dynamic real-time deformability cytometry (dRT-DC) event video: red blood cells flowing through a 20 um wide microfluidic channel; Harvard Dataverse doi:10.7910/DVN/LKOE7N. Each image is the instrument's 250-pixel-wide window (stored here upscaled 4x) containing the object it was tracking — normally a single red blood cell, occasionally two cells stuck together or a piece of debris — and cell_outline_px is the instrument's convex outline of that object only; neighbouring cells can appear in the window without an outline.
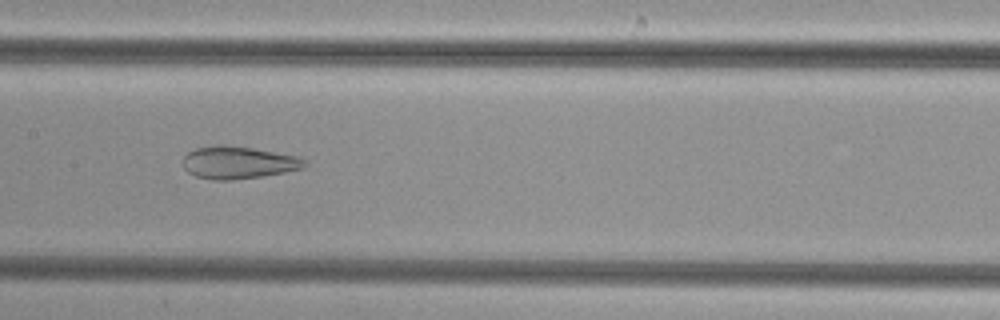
{"species": "common noctule bat (a hibernating species)", "species_latin": "Nyctalus noctula", "temperature_condition": "cold", "stored_images_in_passage": 37, "camera_frame_rate_fps": 3000, "um_per_image_px": 0.085, "animal": {"sex": "female", "body_mass_g": 29.2, "forearm_length_mm": 56.3}, "frame": {"image": 1, "passage_image": 19, "time_ms": 6.0, "image_size_px": [1000, 320], "cell_outline_px": [[308, 164], [304, 168], [284, 172], [260, 176], [232, 180], [212, 180], [196, 176], [188, 172], [184, 168], [184, 156], [188, 152], [196, 148], [216, 144], [224, 144], [252, 148], [300, 156], [308, 160]], "centroid_in_image_um": [20.29, 13.8], "position_along_channel_um": 187.1, "area_um2": 23.18}}
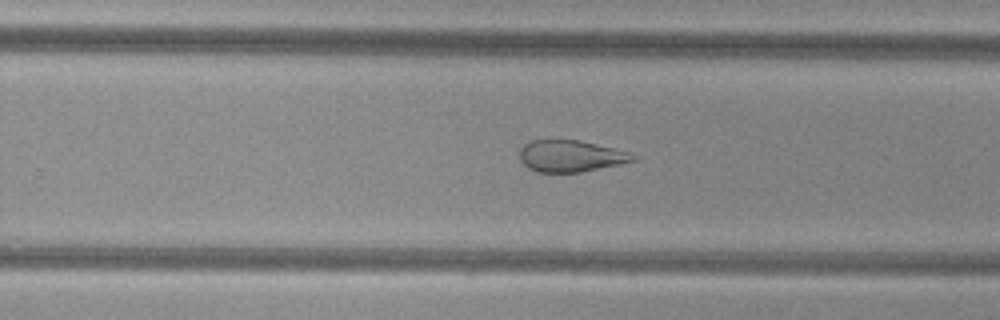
{"frame": {"image": 2, "passage_image": 26, "time_ms": 8.333, "image_size_px": [1000, 320], "cell_outline_px": [[640, 156], [636, 160], [620, 164], [580, 172], [536, 172], [528, 168], [520, 160], [520, 148], [524, 144], [532, 140], [580, 140], [628, 152]], "centroid_in_image_um": [48.51, 13.26], "position_along_channel_um": 281.3, "area_um2": 20.87}}
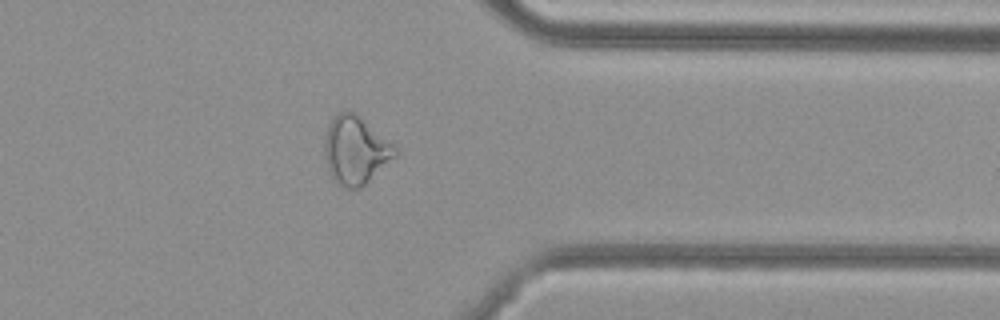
{"frame": {"image": 3, "passage_image": 34, "time_ms": 11.0, "image_size_px": [1000, 320], "cell_outline_px": [[400, 148], [396, 156], [360, 188], [344, 188], [336, 184], [328, 168], [324, 156], [324, 140], [328, 124], [340, 112], [352, 112], [360, 116]], "centroid_in_image_um": [30.24, 12.78], "position_along_channel_um": 381.2, "area_um2": 27.98}}